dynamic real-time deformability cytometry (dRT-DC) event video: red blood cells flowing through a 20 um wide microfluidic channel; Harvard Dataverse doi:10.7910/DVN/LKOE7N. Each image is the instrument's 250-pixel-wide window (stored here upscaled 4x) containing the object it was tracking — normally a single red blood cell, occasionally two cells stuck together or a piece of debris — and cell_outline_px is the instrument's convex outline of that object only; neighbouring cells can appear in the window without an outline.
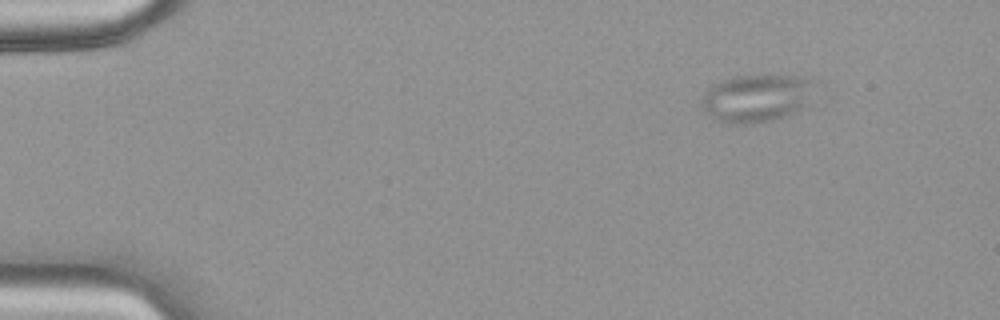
{"species": "common noctule bat (a hibernating species)", "species_latin": "Nyctalus noctula", "temperature_condition": "warm", "stored_images_in_passage": 44, "camera_frame_rate_fps": 3000, "um_per_image_px": 0.085, "animal": {"sex": "female", "body_mass_g": 18.4}, "frame": {"image": 1, "passage_image": 1, "time_ms": 0.0, "image_size_px": [1000, 320], "cell_outline_px": [[820, 80], [808, 104], [788, 116], [772, 120], [752, 124], [728, 124], [704, 112], [700, 104], [700, 100], [704, 92], [708, 88], [720, 80], [736, 76], [808, 76]], "centroid_in_image_um": [64.38, 8.33], "position_along_channel_um": 20.6, "area_um2": 32.25}}
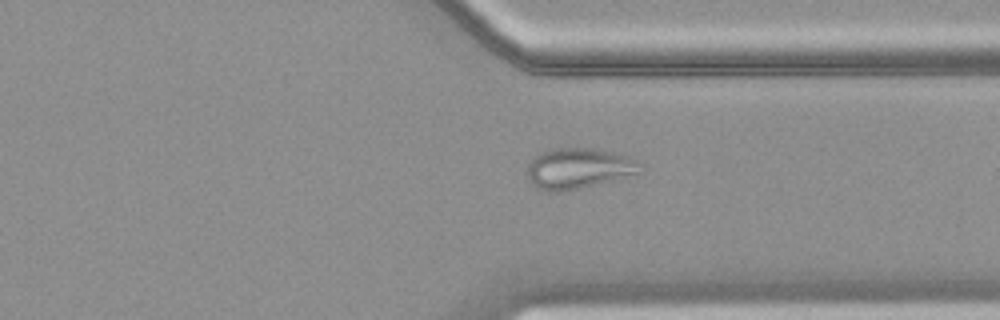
{"frame": {"image": 2, "passage_image": 33, "time_ms": 10.667, "image_size_px": [1000, 320], "cell_outline_px": [[640, 172], [560, 192], [548, 192], [536, 188], [532, 184], [528, 176], [528, 164], [540, 152], [552, 148], [600, 148], [632, 156], [640, 164]], "centroid_in_image_um": [49.15, 14.28], "position_along_channel_um": 362.3, "area_um2": 26.47}}
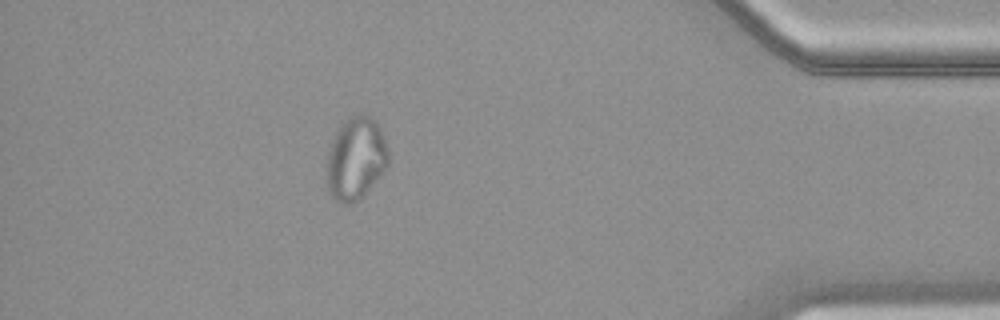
{"frame": {"image": 3, "passage_image": 39, "time_ms": 12.667, "image_size_px": [1000, 320], "cell_outline_px": [[388, 164], [368, 188], [356, 200], [348, 204], [340, 204], [332, 196], [328, 188], [324, 168], [328, 152], [332, 140], [340, 124], [352, 116], [368, 116], [376, 120], [384, 136], [388, 152]], "centroid_in_image_um": [30.19, 13.46], "position_along_channel_um": 405.0, "area_um2": 29.3}}